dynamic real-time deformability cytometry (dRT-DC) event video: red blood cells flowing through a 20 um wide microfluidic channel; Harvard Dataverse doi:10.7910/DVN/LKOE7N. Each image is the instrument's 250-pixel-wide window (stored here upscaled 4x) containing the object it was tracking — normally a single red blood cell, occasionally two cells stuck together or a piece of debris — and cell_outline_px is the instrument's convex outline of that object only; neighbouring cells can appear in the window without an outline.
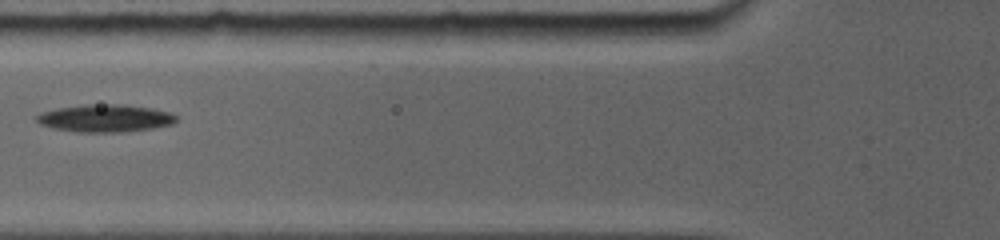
{"species": "common noctule bat (a hibernating species)", "species_latin": "Nyctalus noctula", "temperature_condition": "room temperature", "stored_images_in_passage": 6, "camera_frame_rate_fps": 5000, "um_per_image_px": 0.085, "animal": {"sex": "female", "body_mass_g": 19.0, "forearm_length_mm": 56.7}, "frame": {"image": 1, "passage_image": 3, "time_ms": 1.8, "image_size_px": [1000, 240], "cell_outline_px": [[176, 120], [172, 124], [152, 128], [120, 132], [76, 132], [52, 128], [40, 124], [36, 120], [36, 116], [40, 112], [56, 108], [84, 104], [124, 104], [152, 108], [168, 112], [176, 116]], "centroid_in_image_um": [8.89, 10.04], "position_along_channel_um": 116.9, "area_um2": 22.48}}
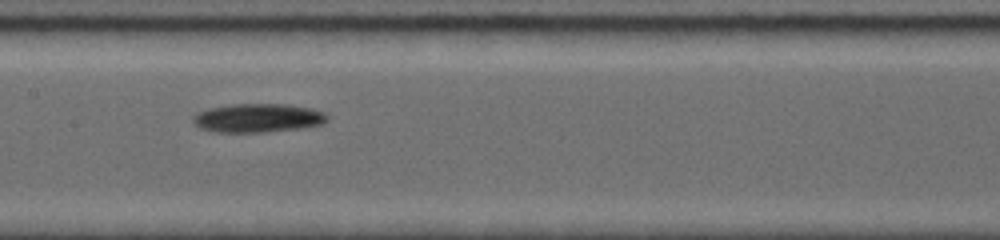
{"frame": {"image": 2, "passage_image": 5, "time_ms": 3.6, "image_size_px": [1000, 240], "cell_outline_px": [[328, 120], [324, 124], [300, 128], [264, 132], [212, 132], [200, 128], [192, 120], [192, 116], [208, 108], [232, 104], [284, 104], [312, 108], [324, 112], [328, 116]], "centroid_in_image_um": [21.93, 10.03], "position_along_channel_um": 185.5, "area_um2": 22.54}}
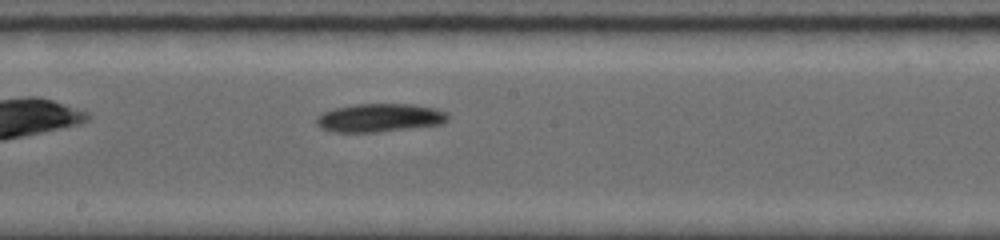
{"frame": {"image": 3, "passage_image": 6, "time_ms": 4.4, "image_size_px": [1000, 240], "cell_outline_px": [[452, 116], [448, 120], [440, 124], [380, 132], [332, 132], [320, 128], [316, 124], [316, 116], [324, 112], [336, 108], [352, 104], [412, 104], [436, 108], [448, 112]], "centroid_in_image_um": [32.29, 10.01], "position_along_channel_um": 215.9, "area_um2": 21.96}}